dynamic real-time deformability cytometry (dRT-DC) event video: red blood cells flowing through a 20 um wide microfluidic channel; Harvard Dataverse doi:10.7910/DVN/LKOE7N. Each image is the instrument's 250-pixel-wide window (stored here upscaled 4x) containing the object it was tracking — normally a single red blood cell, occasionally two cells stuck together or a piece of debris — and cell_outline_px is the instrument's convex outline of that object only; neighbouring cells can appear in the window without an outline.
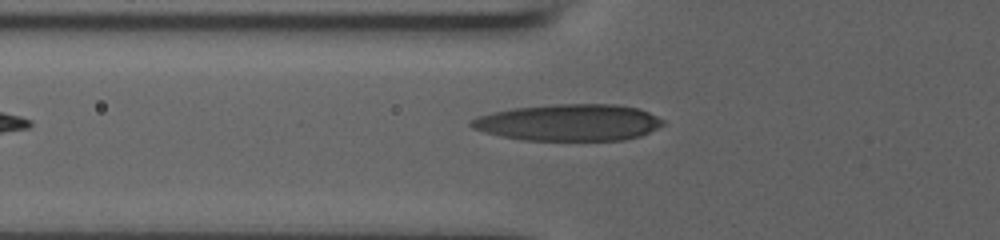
{"species": "human", "species_latin": "Homo sapiens", "temperature_condition": "room temperature", "stored_images_in_passage": 14, "camera_frame_rate_fps": 3000, "um_per_image_px": 0.085, "donor": {"sex": "male"}, "frame": {"image": 1, "passage_image": 14, "time_ms": 4.333, "image_size_px": [1000, 240], "cell_outline_px": [[664, 124], [640, 136], [624, 140], [520, 140], [500, 136], [484, 132], [472, 128], [468, 124], [468, 120], [476, 116], [492, 112], [512, 108], [556, 104], [616, 104], [640, 108], [664, 120]], "centroid_in_image_um": [48.3, 10.41], "position_along_channel_um": 77.5, "area_um2": 41.21}}